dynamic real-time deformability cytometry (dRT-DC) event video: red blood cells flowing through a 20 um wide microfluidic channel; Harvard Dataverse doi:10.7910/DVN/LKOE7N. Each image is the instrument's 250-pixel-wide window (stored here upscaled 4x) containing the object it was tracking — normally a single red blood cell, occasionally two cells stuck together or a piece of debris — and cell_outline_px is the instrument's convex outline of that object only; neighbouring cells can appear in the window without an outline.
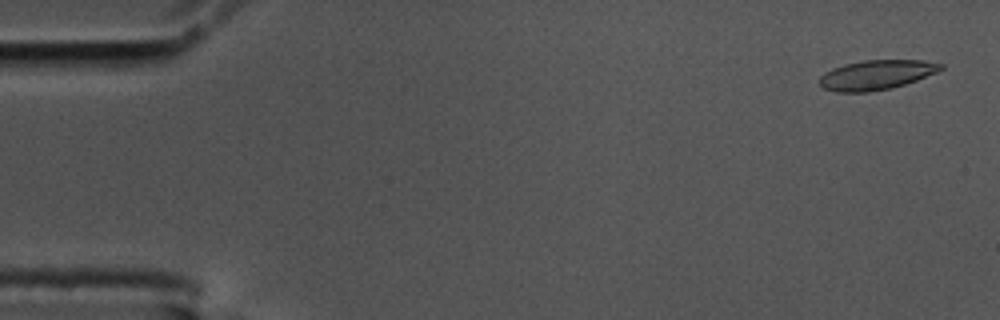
{"species": "common noctule bat (a hibernating species)", "species_latin": "Nyctalus noctula", "temperature_condition": "cold", "stored_images_in_passage": 56, "camera_frame_rate_fps": 3000, "um_per_image_px": 0.085, "animal": {"sex": "male", "body_mass_g": 17.5, "forearm_length_mm": 52.3}, "frame": {"image": 1, "passage_image": 2, "time_ms": 0.333, "image_size_px": [1000, 320], "cell_outline_px": [[944, 68], [936, 72], [916, 80], [892, 88], [868, 92], [836, 92], [824, 88], [820, 84], [820, 76], [824, 72], [832, 68], [844, 64], [864, 60], [924, 60], [944, 64]], "centroid_in_image_um": [74.48, 6.36], "position_along_channel_um": 10.5, "area_um2": 20.92}}
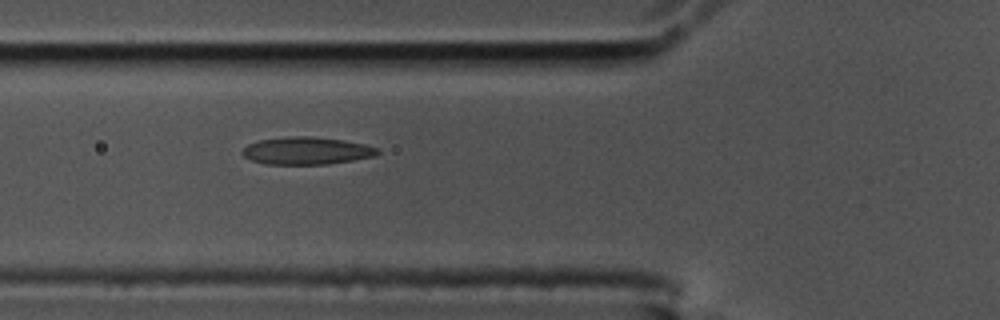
{"frame": {"image": 2, "passage_image": 20, "time_ms": 6.333, "image_size_px": [1000, 320], "cell_outline_px": [[380, 152], [376, 156], [328, 164], [264, 164], [252, 160], [244, 156], [240, 152], [248, 144], [256, 140], [292, 136], [312, 136], [344, 140], [364, 144], [380, 148]], "centroid_in_image_um": [26.07, 12.81], "position_along_channel_um": 99.7, "area_um2": 21.79}}
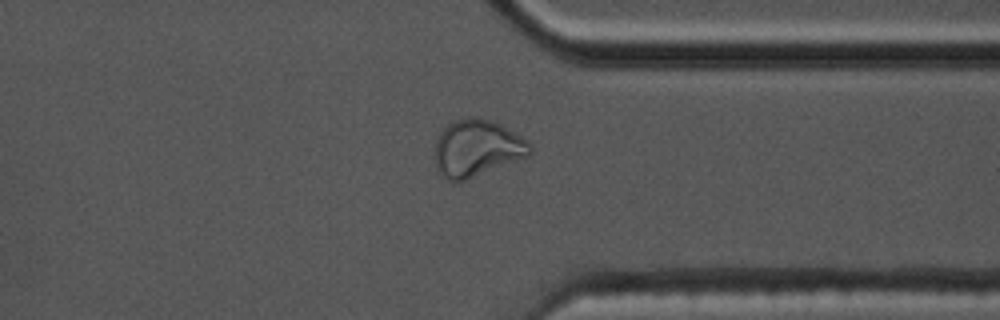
{"frame": {"image": 3, "passage_image": 43, "time_ms": 14.0, "image_size_px": [1000, 320], "cell_outline_px": [[532, 152], [528, 156], [464, 180], [444, 180], [440, 176], [436, 168], [432, 156], [432, 152], [436, 140], [440, 132], [448, 124], [456, 120], [468, 116], [472, 116], [488, 120], [500, 124], [508, 128], [528, 140], [532, 144]], "centroid_in_image_um": [40.49, 12.59], "position_along_channel_um": 370.9, "area_um2": 31.79}, "authors_computed_cell_mechanics": {"area_um2": 21.7328, "velocity_mm_per_s": 3.5569, "shape_relaxation_time_tau1_ms": null, "shape_relaxation_time_tau2_ms": 1.4852, "deformation_change_tau1": null, "deformation_change_tau2": 0.0789}}